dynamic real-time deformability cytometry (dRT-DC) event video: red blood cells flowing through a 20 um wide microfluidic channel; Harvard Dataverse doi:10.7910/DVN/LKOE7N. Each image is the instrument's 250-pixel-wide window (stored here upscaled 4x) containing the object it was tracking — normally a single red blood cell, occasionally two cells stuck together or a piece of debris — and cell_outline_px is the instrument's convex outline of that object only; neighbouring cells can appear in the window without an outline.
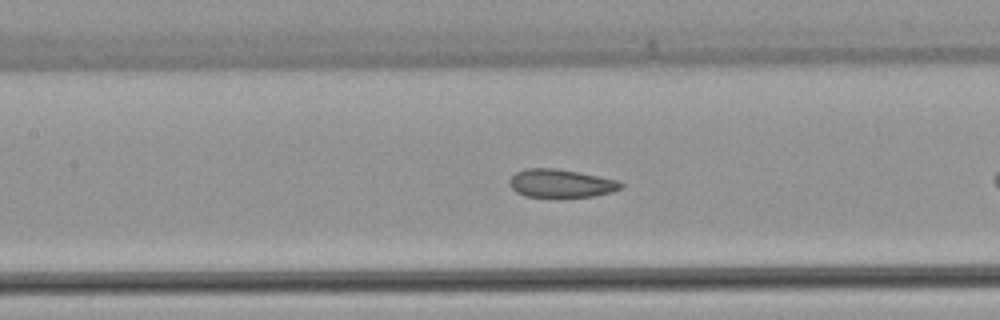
{"species": "common noctule bat (a hibernating species)", "species_latin": "Nyctalus noctula", "temperature_condition": "warm", "stored_images_in_passage": 10, "camera_frame_rate_fps": 3000, "um_per_image_px": 0.085, "animal": {"sex": "female", "body_mass_g": 22.7, "forearm_length_mm": 54.2}, "frame": {"image": 1, "passage_image": 9, "time_ms": 2.667, "image_size_px": [1000, 320], "cell_outline_px": [[624, 188], [612, 192], [592, 196], [524, 196], [516, 192], [508, 184], [508, 180], [516, 172], [524, 168], [556, 168], [616, 180], [624, 184]], "centroid_in_image_um": [47.64, 15.57], "position_along_channel_um": 159.8, "area_um2": 18.09}}